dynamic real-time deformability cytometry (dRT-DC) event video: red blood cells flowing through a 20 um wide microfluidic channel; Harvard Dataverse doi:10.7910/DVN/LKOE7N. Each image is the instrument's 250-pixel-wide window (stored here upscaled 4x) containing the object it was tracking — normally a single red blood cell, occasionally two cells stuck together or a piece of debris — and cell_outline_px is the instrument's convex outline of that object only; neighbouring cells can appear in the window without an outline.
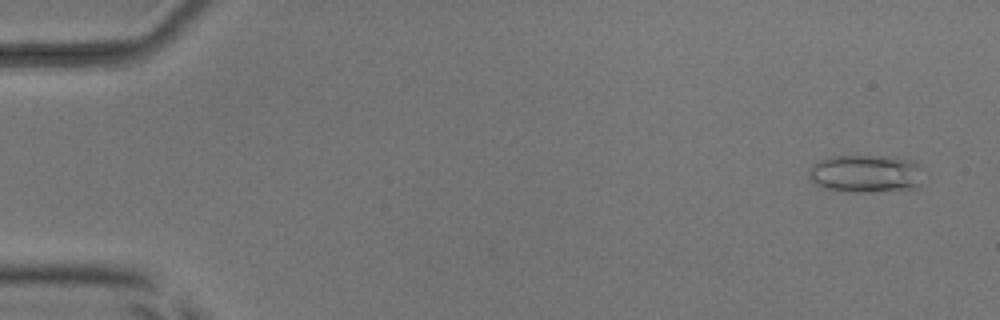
{"species": "common noctule bat (a hibernating species)", "species_latin": "Nyctalus noctula", "temperature_condition": "room temperature", "stored_images_in_passage": 54, "camera_frame_rate_fps": 3000, "um_per_image_px": 0.085, "animal": {"sex": "male", "body_mass_g": 17.9, "forearm_length_mm": 54.2}, "frame": {"image": 1, "passage_image": 3, "time_ms": 0.667, "image_size_px": [1000, 320], "cell_outline_px": [[924, 168], [920, 184], [916, 188], [868, 192], [848, 192], [828, 188], [816, 184], [812, 180], [812, 168], [816, 160], [828, 156], [896, 156], [920, 164]], "centroid_in_image_um": [73.67, 14.74], "position_along_channel_um": 11.3, "area_um2": 25.32}}
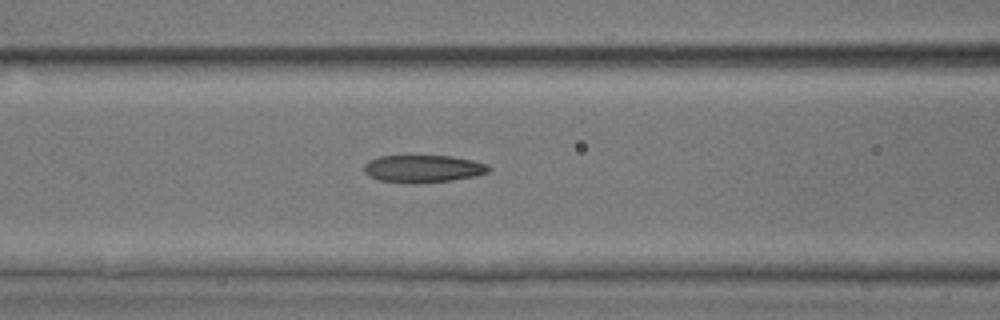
{"frame": {"image": 2, "passage_image": 23, "time_ms": 7.333, "image_size_px": [1000, 320], "cell_outline_px": [[492, 168], [488, 172], [472, 176], [452, 180], [380, 180], [364, 172], [364, 164], [368, 160], [380, 156], [452, 156], [472, 160], [488, 164]], "centroid_in_image_um": [36.0, 14.28], "position_along_channel_um": 130.6, "area_um2": 18.84}}
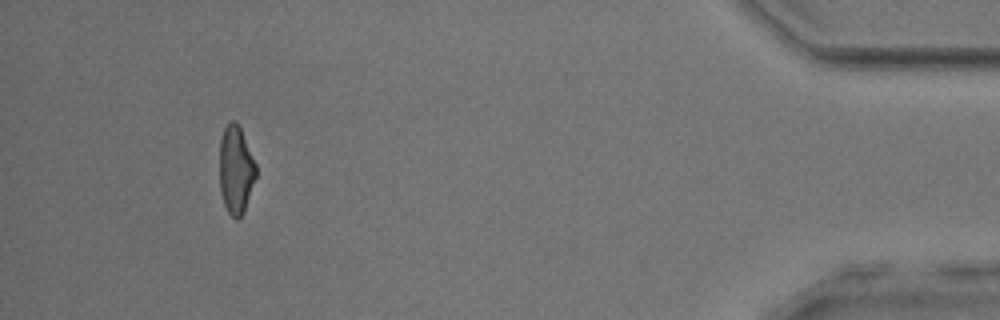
{"frame": {"image": 3, "passage_image": 50, "time_ms": 16.333, "image_size_px": [1000, 320], "cell_outline_px": [[256, 176], [244, 212], [240, 220], [236, 220], [228, 212], [224, 204], [220, 192], [220, 140], [224, 128], [232, 120], [236, 120], [240, 128], [256, 164]], "centroid_in_image_um": [20.04, 14.47], "position_along_channel_um": 415.2, "area_um2": 18.67}, "authors_computed_cell_mechanics": {"area_um2": 20.1722, "velocity_mm_per_s": 3.8819, "shape_relaxation_time_tau1_ms": 6.9502, "shape_relaxation_time_tau2_ms": 2.4217, "deformation_change_tau1": 0.1795, "deformation_change_tau2": 0.1102}}